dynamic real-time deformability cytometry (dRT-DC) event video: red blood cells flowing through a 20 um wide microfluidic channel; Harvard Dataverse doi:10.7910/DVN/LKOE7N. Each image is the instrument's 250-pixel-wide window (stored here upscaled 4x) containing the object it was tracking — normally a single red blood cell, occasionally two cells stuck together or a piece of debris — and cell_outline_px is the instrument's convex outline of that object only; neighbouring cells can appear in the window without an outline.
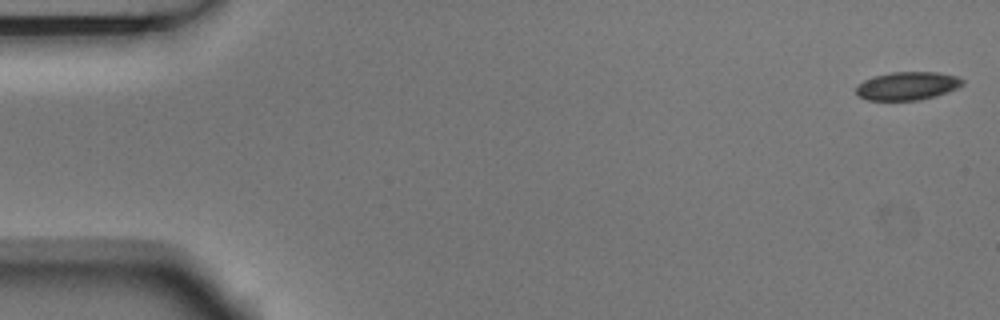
{"species": "Egyptian fruit bat (a non-hibernating species)", "species_latin": "Rousettus aegyptiacus", "temperature_condition": "room temperature", "stored_images_in_passage": 5, "camera_frame_rate_fps": 3000, "um_per_image_px": 0.085, "animal": {"sex": "male"}, "frame": {"image": 1, "passage_image": 1, "time_ms": 0.0, "image_size_px": [1000, 320], "cell_outline_px": [[964, 84], [956, 88], [936, 96], [920, 100], [868, 100], [860, 96], [856, 92], [856, 84], [864, 80], [876, 76], [892, 72], [936, 72], [956, 76], [964, 80]], "centroid_in_image_um": [77.12, 7.3], "position_along_channel_um": 7.9, "area_um2": 17.4}}
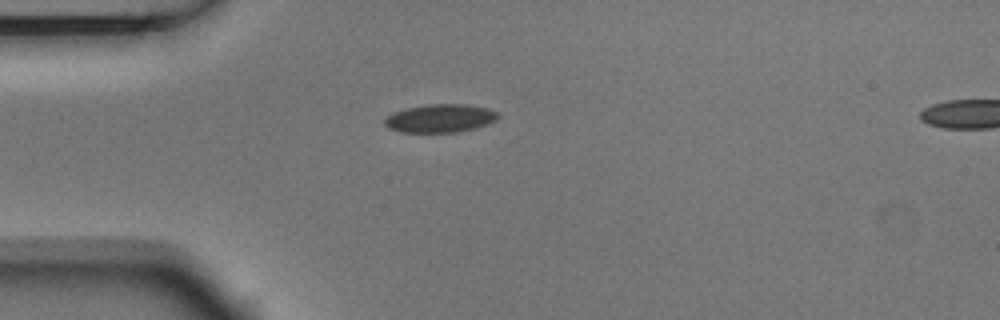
{"frame": {"image": 2, "passage_image": 4, "time_ms": 1.0, "image_size_px": [1000, 320], "cell_outline_px": [[500, 116], [496, 120], [488, 124], [476, 128], [456, 132], [400, 132], [388, 128], [384, 124], [384, 120], [392, 112], [408, 108], [428, 104], [468, 104], [488, 108], [496, 112]], "centroid_in_image_um": [37.42, 10.05], "position_along_channel_um": 47.6, "area_um2": 18.73}}